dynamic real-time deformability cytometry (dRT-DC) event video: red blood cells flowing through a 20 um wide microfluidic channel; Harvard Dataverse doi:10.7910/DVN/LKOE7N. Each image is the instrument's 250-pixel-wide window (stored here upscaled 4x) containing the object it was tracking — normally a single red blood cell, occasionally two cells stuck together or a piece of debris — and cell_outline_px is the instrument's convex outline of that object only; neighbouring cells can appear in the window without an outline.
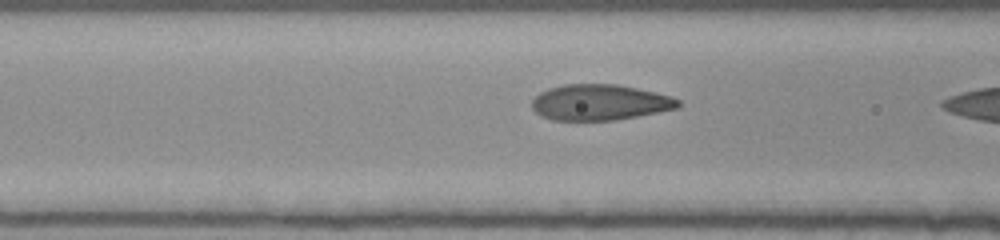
{"species": "human", "species_latin": "Homo sapiens", "temperature_condition": "room temperature", "stored_images_in_passage": 21, "camera_frame_rate_fps": 3000, "um_per_image_px": 0.085, "donor": {"sex": "female"}, "frame": {"image": 1, "passage_image": 20, "time_ms": 6.333, "image_size_px": [1000, 240], "cell_outline_px": [[684, 104], [676, 108], [636, 116], [612, 120], [552, 120], [540, 116], [532, 108], [532, 100], [540, 92], [548, 88], [564, 84], [616, 84], [636, 88], [672, 96], [680, 100]], "centroid_in_image_um": [50.97, 8.69], "position_along_channel_um": 115.6, "area_um2": 30.46}}